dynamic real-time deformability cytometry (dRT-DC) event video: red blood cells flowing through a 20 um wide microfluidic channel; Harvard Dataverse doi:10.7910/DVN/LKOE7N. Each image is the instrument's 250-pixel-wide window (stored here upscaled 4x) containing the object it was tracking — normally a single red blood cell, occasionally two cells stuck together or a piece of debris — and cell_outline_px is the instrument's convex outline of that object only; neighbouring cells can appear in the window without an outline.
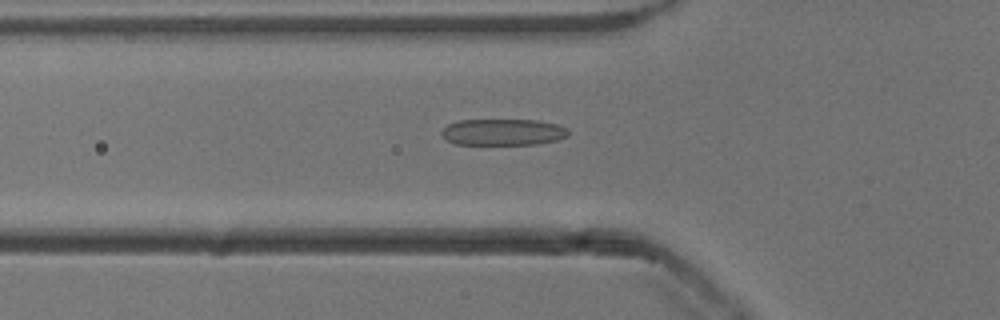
{"species": "common noctule bat (a hibernating species)", "species_latin": "Nyctalus noctula", "temperature_condition": "cold", "stored_images_in_passage": 34, "camera_frame_rate_fps": 3000, "um_per_image_px": 0.085, "animal": {"sex": "male", "body_mass_g": 13.3}, "frame": {"image": 1, "passage_image": 3, "time_ms": 0.667, "image_size_px": [1000, 320], "cell_outline_px": [[568, 136], [556, 140], [536, 144], [456, 144], [444, 140], [440, 132], [448, 124], [460, 120], [536, 120], [556, 124], [568, 128]], "centroid_in_image_um": [42.73, 11.23], "position_along_channel_um": 83.1, "area_um2": 19.54}}
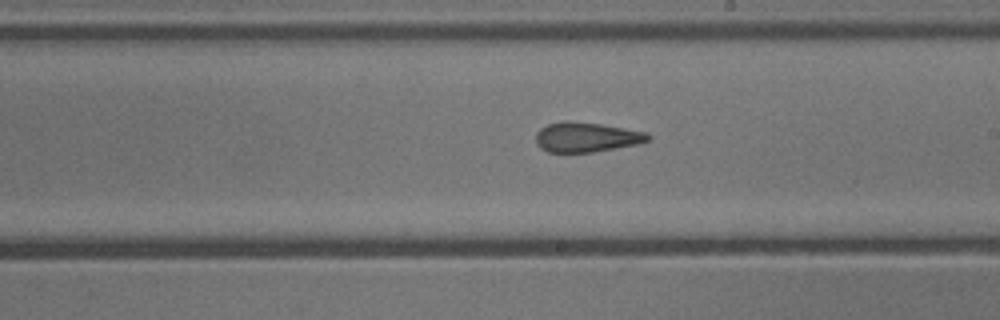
{"frame": {"image": 2, "passage_image": 15, "time_ms": 4.667, "image_size_px": [1000, 320], "cell_outline_px": [[652, 136], [648, 140], [636, 144], [592, 152], [548, 152], [540, 148], [536, 144], [536, 132], [540, 128], [548, 124], [564, 120], [568, 120], [600, 124], [648, 132]], "centroid_in_image_um": [49.81, 11.65], "position_along_channel_um": 239.2, "area_um2": 19.48}}
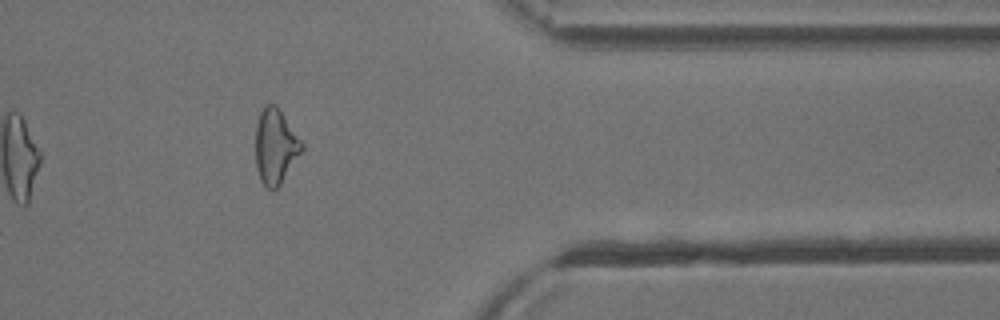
{"frame": {"image": 3, "passage_image": 28, "time_ms": 9.0, "image_size_px": [1000, 320], "cell_outline_px": [[304, 148], [280, 184], [276, 188], [268, 188], [260, 180], [256, 168], [256, 124], [260, 112], [264, 104], [276, 104], [304, 144]], "centroid_in_image_um": [23.4, 12.41], "position_along_channel_um": 388.0, "area_um2": 20.06}, "authors_computed_cell_mechanics": {"area_um2": 20.0566, "velocity_mm_per_s": 3.8752, "shape_relaxation_time_tau1_ms": 5.6424, "shape_relaxation_time_tau2_ms": 1.8384, "deformation_change_tau1": 0.1499, "deformation_change_tau2": 0.1174}}